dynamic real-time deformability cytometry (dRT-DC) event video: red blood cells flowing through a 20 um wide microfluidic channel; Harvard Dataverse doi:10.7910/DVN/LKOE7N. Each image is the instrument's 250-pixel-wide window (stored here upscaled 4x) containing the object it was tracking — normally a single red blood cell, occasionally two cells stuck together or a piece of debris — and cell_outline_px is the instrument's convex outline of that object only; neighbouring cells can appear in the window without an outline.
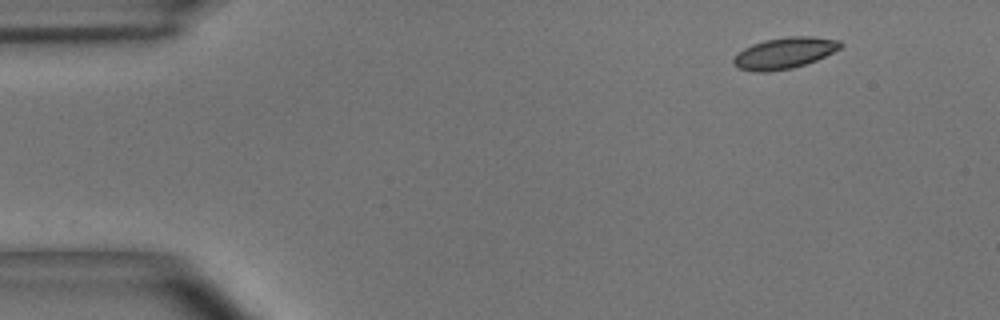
{"species": "common noctule bat (a hibernating species)", "species_latin": "Nyctalus noctula", "temperature_condition": "room temperature", "stored_images_in_passage": 2, "camera_frame_rate_fps": 3000, "um_per_image_px": 0.085, "animal": {"sex": "male", "body_mass_g": 15.6}, "frame": {"image": 1, "passage_image": 2, "time_ms": 0.333, "image_size_px": [1000, 320], "cell_outline_px": [[844, 44], [840, 48], [816, 60], [792, 68], [768, 72], [752, 72], [736, 68], [732, 64], [732, 60], [744, 48], [752, 44], [764, 40], [788, 36], [812, 36], [840, 40]], "centroid_in_image_um": [66.65, 4.51], "position_along_channel_um": 18.3, "area_um2": 19.54}}